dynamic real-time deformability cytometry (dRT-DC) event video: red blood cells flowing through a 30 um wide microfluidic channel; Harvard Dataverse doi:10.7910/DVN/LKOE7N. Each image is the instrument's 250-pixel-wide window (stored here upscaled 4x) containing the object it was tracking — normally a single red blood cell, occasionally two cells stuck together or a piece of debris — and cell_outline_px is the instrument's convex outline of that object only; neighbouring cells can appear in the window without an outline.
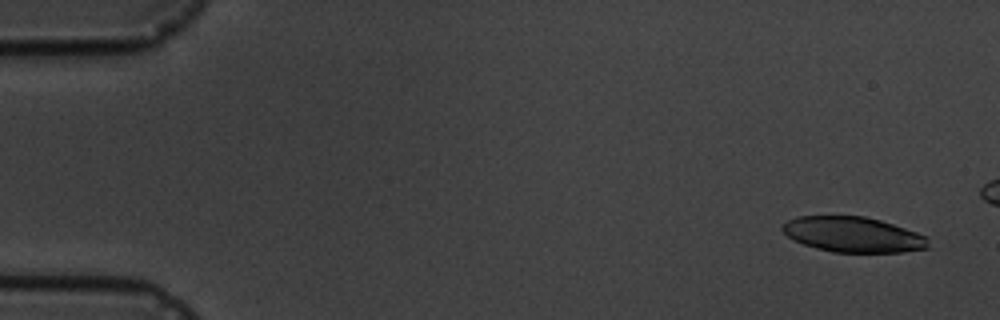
{"species": "common noctule bat (a hibernating species)", "species_latin": "Nyctalus noctula", "temperature_condition": "cold", "stored_images_in_passage": 5, "camera_frame_rate_fps": 3000, "um_per_image_px": 0.085, "animal": {"sex": "male", "body_mass_g": 19.5, "forearm_length_mm": 54.6}, "frame": {"image": 1, "passage_image": 1, "time_ms": 0.0, "image_size_px": [1000, 320], "cell_outline_px": [[928, 248], [904, 252], [832, 252], [816, 248], [804, 244], [788, 236], [780, 228], [788, 220], [796, 216], [864, 216], [880, 220], [928, 236]], "centroid_in_image_um": [72.52, 19.93], "position_along_channel_um": 12.5, "area_um2": 29.88}}